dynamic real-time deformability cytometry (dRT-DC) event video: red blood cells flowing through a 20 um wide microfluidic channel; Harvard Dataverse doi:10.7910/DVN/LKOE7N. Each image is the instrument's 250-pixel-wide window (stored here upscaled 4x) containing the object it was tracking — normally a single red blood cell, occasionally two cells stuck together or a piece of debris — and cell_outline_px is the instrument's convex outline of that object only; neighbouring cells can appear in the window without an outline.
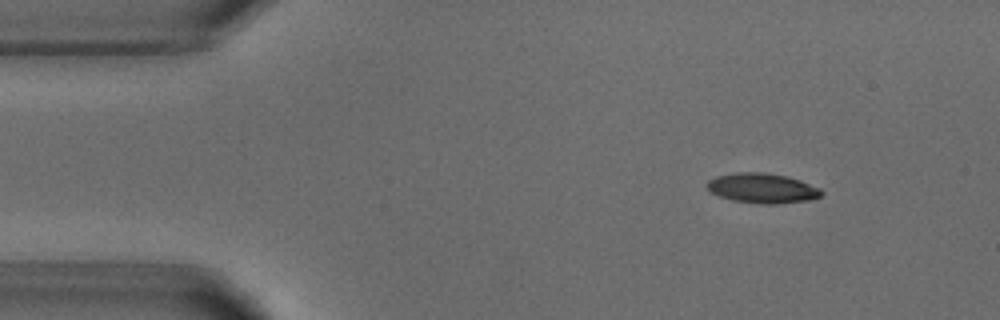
{"species": "common noctule bat (a hibernating species)", "species_latin": "Nyctalus noctula", "temperature_condition": "warm", "stored_images_in_passage": 4, "camera_frame_rate_fps": 3000, "um_per_image_px": 0.085, "animal": {"sex": "male", "body_mass_g": 18.8}, "frame": {"image": 1, "passage_image": 1, "time_ms": 0.0, "image_size_px": [1000, 320], "cell_outline_px": [[824, 192], [820, 196], [808, 200], [776, 204], [764, 204], [732, 200], [720, 196], [712, 192], [704, 184], [708, 180], [716, 176], [736, 172], [760, 172], [788, 176], [800, 180], [820, 188]], "centroid_in_image_um": [64.79, 15.99], "position_along_channel_um": 20.2, "area_um2": 19.88}}
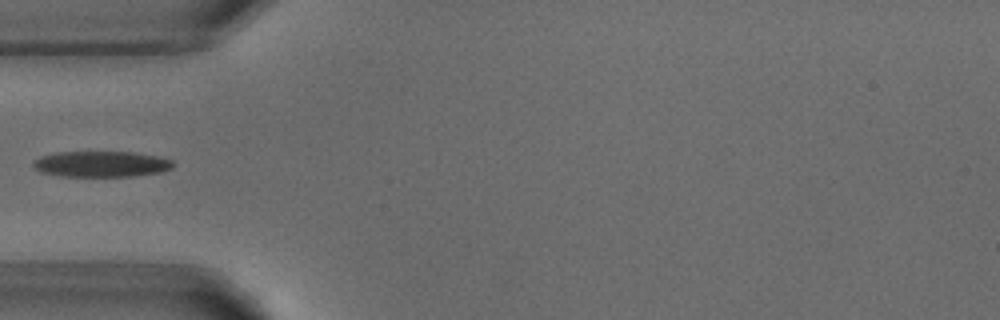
{"frame": {"image": 2, "passage_image": 3, "time_ms": 3.333, "image_size_px": [1000, 320], "cell_outline_px": [[172, 168], [160, 172], [132, 176], [60, 176], [40, 172], [32, 164], [32, 160], [40, 156], [56, 152], [136, 152], [156, 156], [172, 160]], "centroid_in_image_um": [8.56, 13.94], "position_along_channel_um": 76.4, "area_um2": 21.04}}